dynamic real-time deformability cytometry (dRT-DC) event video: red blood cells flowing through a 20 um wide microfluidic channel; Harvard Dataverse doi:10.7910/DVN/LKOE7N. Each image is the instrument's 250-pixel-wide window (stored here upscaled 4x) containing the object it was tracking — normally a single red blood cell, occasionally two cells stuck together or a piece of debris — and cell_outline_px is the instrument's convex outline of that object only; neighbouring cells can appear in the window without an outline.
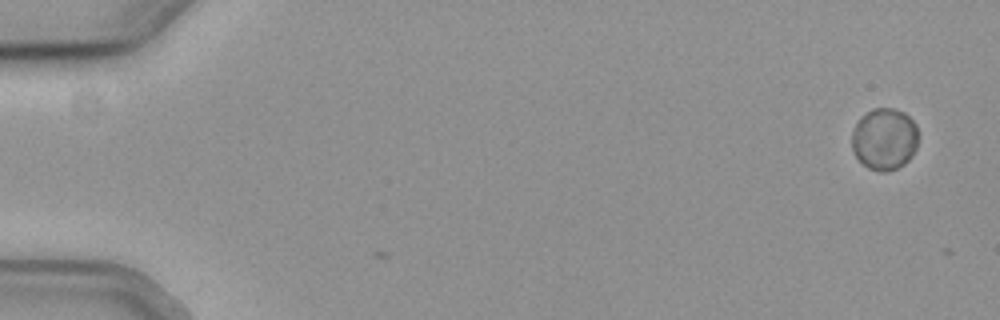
{"species": "common noctule bat (a hibernating species)", "species_latin": "Nyctalus noctula", "temperature_condition": "cold", "stored_images_in_passage": 4, "camera_frame_rate_fps": 3000, "um_per_image_px": 0.085, "animal": {"sex": "female", "body_mass_g": 19.3, "forearm_length_mm": 54.1}, "frame": {"image": 1, "passage_image": 4, "time_ms": 1.0, "image_size_px": [1000, 320], "cell_outline_px": [[916, 148], [912, 156], [904, 164], [888, 172], [880, 172], [868, 168], [856, 156], [852, 148], [852, 132], [860, 116], [872, 108], [892, 108], [904, 112], [916, 124]], "centroid_in_image_um": [75.16, 11.81], "position_along_channel_um": 9.8, "area_um2": 23.93}}